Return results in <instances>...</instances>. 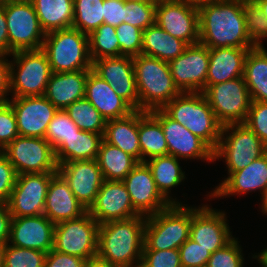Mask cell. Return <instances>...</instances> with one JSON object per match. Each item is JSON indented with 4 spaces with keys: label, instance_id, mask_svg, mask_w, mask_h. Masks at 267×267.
I'll return each mask as SVG.
<instances>
[{
    "label": "cell",
    "instance_id": "1",
    "mask_svg": "<svg viewBox=\"0 0 267 267\" xmlns=\"http://www.w3.org/2000/svg\"><path fill=\"white\" fill-rule=\"evenodd\" d=\"M199 43L212 48L256 47L250 40L242 8V0H219L201 6Z\"/></svg>",
    "mask_w": 267,
    "mask_h": 267
},
{
    "label": "cell",
    "instance_id": "2",
    "mask_svg": "<svg viewBox=\"0 0 267 267\" xmlns=\"http://www.w3.org/2000/svg\"><path fill=\"white\" fill-rule=\"evenodd\" d=\"M145 224L144 215L100 224L97 255L118 267H140Z\"/></svg>",
    "mask_w": 267,
    "mask_h": 267
},
{
    "label": "cell",
    "instance_id": "3",
    "mask_svg": "<svg viewBox=\"0 0 267 267\" xmlns=\"http://www.w3.org/2000/svg\"><path fill=\"white\" fill-rule=\"evenodd\" d=\"M139 110L162 109L182 92L175 85L169 63L145 55L133 57Z\"/></svg>",
    "mask_w": 267,
    "mask_h": 267
},
{
    "label": "cell",
    "instance_id": "4",
    "mask_svg": "<svg viewBox=\"0 0 267 267\" xmlns=\"http://www.w3.org/2000/svg\"><path fill=\"white\" fill-rule=\"evenodd\" d=\"M162 110L171 119L205 141L213 150L217 148L222 125L216 119L202 92L181 93Z\"/></svg>",
    "mask_w": 267,
    "mask_h": 267
},
{
    "label": "cell",
    "instance_id": "5",
    "mask_svg": "<svg viewBox=\"0 0 267 267\" xmlns=\"http://www.w3.org/2000/svg\"><path fill=\"white\" fill-rule=\"evenodd\" d=\"M190 225L191 206L182 203L146 216L143 250L179 249L189 238Z\"/></svg>",
    "mask_w": 267,
    "mask_h": 267
},
{
    "label": "cell",
    "instance_id": "6",
    "mask_svg": "<svg viewBox=\"0 0 267 267\" xmlns=\"http://www.w3.org/2000/svg\"><path fill=\"white\" fill-rule=\"evenodd\" d=\"M52 73L91 70L88 35L80 30L69 28L46 34L42 46Z\"/></svg>",
    "mask_w": 267,
    "mask_h": 267
},
{
    "label": "cell",
    "instance_id": "7",
    "mask_svg": "<svg viewBox=\"0 0 267 267\" xmlns=\"http://www.w3.org/2000/svg\"><path fill=\"white\" fill-rule=\"evenodd\" d=\"M11 97L44 96L52 71L42 50L17 51L10 55Z\"/></svg>",
    "mask_w": 267,
    "mask_h": 267
},
{
    "label": "cell",
    "instance_id": "8",
    "mask_svg": "<svg viewBox=\"0 0 267 267\" xmlns=\"http://www.w3.org/2000/svg\"><path fill=\"white\" fill-rule=\"evenodd\" d=\"M265 153L267 146L246 125L229 124L222 126L220 140L214 150V161L225 159L229 175L244 169Z\"/></svg>",
    "mask_w": 267,
    "mask_h": 267
},
{
    "label": "cell",
    "instance_id": "9",
    "mask_svg": "<svg viewBox=\"0 0 267 267\" xmlns=\"http://www.w3.org/2000/svg\"><path fill=\"white\" fill-rule=\"evenodd\" d=\"M202 93L222 126L245 123L252 99L244 77L206 86Z\"/></svg>",
    "mask_w": 267,
    "mask_h": 267
},
{
    "label": "cell",
    "instance_id": "10",
    "mask_svg": "<svg viewBox=\"0 0 267 267\" xmlns=\"http://www.w3.org/2000/svg\"><path fill=\"white\" fill-rule=\"evenodd\" d=\"M99 225L88 211L78 218L55 224L53 250L86 260L96 256Z\"/></svg>",
    "mask_w": 267,
    "mask_h": 267
},
{
    "label": "cell",
    "instance_id": "11",
    "mask_svg": "<svg viewBox=\"0 0 267 267\" xmlns=\"http://www.w3.org/2000/svg\"><path fill=\"white\" fill-rule=\"evenodd\" d=\"M9 56L17 51L42 49L46 33L41 28L32 3L5 1Z\"/></svg>",
    "mask_w": 267,
    "mask_h": 267
},
{
    "label": "cell",
    "instance_id": "12",
    "mask_svg": "<svg viewBox=\"0 0 267 267\" xmlns=\"http://www.w3.org/2000/svg\"><path fill=\"white\" fill-rule=\"evenodd\" d=\"M1 152L14 166L17 175L58 171L54 149L45 138L19 135Z\"/></svg>",
    "mask_w": 267,
    "mask_h": 267
},
{
    "label": "cell",
    "instance_id": "13",
    "mask_svg": "<svg viewBox=\"0 0 267 267\" xmlns=\"http://www.w3.org/2000/svg\"><path fill=\"white\" fill-rule=\"evenodd\" d=\"M57 172L19 174L7 206L12 217L39 216L44 213L51 178Z\"/></svg>",
    "mask_w": 267,
    "mask_h": 267
},
{
    "label": "cell",
    "instance_id": "14",
    "mask_svg": "<svg viewBox=\"0 0 267 267\" xmlns=\"http://www.w3.org/2000/svg\"><path fill=\"white\" fill-rule=\"evenodd\" d=\"M226 213L207 204L197 207L191 206V225L189 238L199 243L211 254L222 249L235 237L227 222Z\"/></svg>",
    "mask_w": 267,
    "mask_h": 267
},
{
    "label": "cell",
    "instance_id": "15",
    "mask_svg": "<svg viewBox=\"0 0 267 267\" xmlns=\"http://www.w3.org/2000/svg\"><path fill=\"white\" fill-rule=\"evenodd\" d=\"M160 123L168 146V155L178 159L214 161V150L185 126L171 119L162 109L149 111Z\"/></svg>",
    "mask_w": 267,
    "mask_h": 267
},
{
    "label": "cell",
    "instance_id": "16",
    "mask_svg": "<svg viewBox=\"0 0 267 267\" xmlns=\"http://www.w3.org/2000/svg\"><path fill=\"white\" fill-rule=\"evenodd\" d=\"M155 23L188 46L199 43L198 8L180 0L156 4Z\"/></svg>",
    "mask_w": 267,
    "mask_h": 267
},
{
    "label": "cell",
    "instance_id": "17",
    "mask_svg": "<svg viewBox=\"0 0 267 267\" xmlns=\"http://www.w3.org/2000/svg\"><path fill=\"white\" fill-rule=\"evenodd\" d=\"M169 66L175 85L182 93L202 92L206 87L209 48L200 43L189 45Z\"/></svg>",
    "mask_w": 267,
    "mask_h": 267
},
{
    "label": "cell",
    "instance_id": "18",
    "mask_svg": "<svg viewBox=\"0 0 267 267\" xmlns=\"http://www.w3.org/2000/svg\"><path fill=\"white\" fill-rule=\"evenodd\" d=\"M12 106L20 136L45 138L49 123L58 109L45 96L8 99Z\"/></svg>",
    "mask_w": 267,
    "mask_h": 267
},
{
    "label": "cell",
    "instance_id": "19",
    "mask_svg": "<svg viewBox=\"0 0 267 267\" xmlns=\"http://www.w3.org/2000/svg\"><path fill=\"white\" fill-rule=\"evenodd\" d=\"M133 208L144 216L156 214L170 206V203L158 190L153 175L144 162H139L123 180Z\"/></svg>",
    "mask_w": 267,
    "mask_h": 267
},
{
    "label": "cell",
    "instance_id": "20",
    "mask_svg": "<svg viewBox=\"0 0 267 267\" xmlns=\"http://www.w3.org/2000/svg\"><path fill=\"white\" fill-rule=\"evenodd\" d=\"M92 70L134 110H139L133 57L119 56L97 59L92 63Z\"/></svg>",
    "mask_w": 267,
    "mask_h": 267
},
{
    "label": "cell",
    "instance_id": "21",
    "mask_svg": "<svg viewBox=\"0 0 267 267\" xmlns=\"http://www.w3.org/2000/svg\"><path fill=\"white\" fill-rule=\"evenodd\" d=\"M57 172L68 183L77 200L88 210L105 181L97 160L62 163L58 165Z\"/></svg>",
    "mask_w": 267,
    "mask_h": 267
},
{
    "label": "cell",
    "instance_id": "22",
    "mask_svg": "<svg viewBox=\"0 0 267 267\" xmlns=\"http://www.w3.org/2000/svg\"><path fill=\"white\" fill-rule=\"evenodd\" d=\"M87 211L99 224L140 215L133 208L125 184L117 180L104 181L94 203Z\"/></svg>",
    "mask_w": 267,
    "mask_h": 267
},
{
    "label": "cell",
    "instance_id": "23",
    "mask_svg": "<svg viewBox=\"0 0 267 267\" xmlns=\"http://www.w3.org/2000/svg\"><path fill=\"white\" fill-rule=\"evenodd\" d=\"M54 228L55 224L44 214L12 217L8 244L48 253L53 249Z\"/></svg>",
    "mask_w": 267,
    "mask_h": 267
},
{
    "label": "cell",
    "instance_id": "24",
    "mask_svg": "<svg viewBox=\"0 0 267 267\" xmlns=\"http://www.w3.org/2000/svg\"><path fill=\"white\" fill-rule=\"evenodd\" d=\"M211 191L209 198L230 197L259 190L262 194L267 188V153L253 160L247 167L232 172Z\"/></svg>",
    "mask_w": 267,
    "mask_h": 267
},
{
    "label": "cell",
    "instance_id": "25",
    "mask_svg": "<svg viewBox=\"0 0 267 267\" xmlns=\"http://www.w3.org/2000/svg\"><path fill=\"white\" fill-rule=\"evenodd\" d=\"M87 209L77 200L68 183L57 172L50 180L44 215L54 224L83 215Z\"/></svg>",
    "mask_w": 267,
    "mask_h": 267
},
{
    "label": "cell",
    "instance_id": "26",
    "mask_svg": "<svg viewBox=\"0 0 267 267\" xmlns=\"http://www.w3.org/2000/svg\"><path fill=\"white\" fill-rule=\"evenodd\" d=\"M84 97L106 121L126 117L135 111L92 69L88 73Z\"/></svg>",
    "mask_w": 267,
    "mask_h": 267
},
{
    "label": "cell",
    "instance_id": "27",
    "mask_svg": "<svg viewBox=\"0 0 267 267\" xmlns=\"http://www.w3.org/2000/svg\"><path fill=\"white\" fill-rule=\"evenodd\" d=\"M254 47H222L209 49V68L206 86L243 77L244 61L249 49Z\"/></svg>",
    "mask_w": 267,
    "mask_h": 267
},
{
    "label": "cell",
    "instance_id": "28",
    "mask_svg": "<svg viewBox=\"0 0 267 267\" xmlns=\"http://www.w3.org/2000/svg\"><path fill=\"white\" fill-rule=\"evenodd\" d=\"M90 70L52 73L44 96L58 109L65 110L75 101L84 98Z\"/></svg>",
    "mask_w": 267,
    "mask_h": 267
},
{
    "label": "cell",
    "instance_id": "29",
    "mask_svg": "<svg viewBox=\"0 0 267 267\" xmlns=\"http://www.w3.org/2000/svg\"><path fill=\"white\" fill-rule=\"evenodd\" d=\"M138 129L139 110H135L126 117L107 120L103 139L140 162Z\"/></svg>",
    "mask_w": 267,
    "mask_h": 267
},
{
    "label": "cell",
    "instance_id": "30",
    "mask_svg": "<svg viewBox=\"0 0 267 267\" xmlns=\"http://www.w3.org/2000/svg\"><path fill=\"white\" fill-rule=\"evenodd\" d=\"M188 45L171 36L156 23L143 31L141 54L170 62L181 55Z\"/></svg>",
    "mask_w": 267,
    "mask_h": 267
},
{
    "label": "cell",
    "instance_id": "31",
    "mask_svg": "<svg viewBox=\"0 0 267 267\" xmlns=\"http://www.w3.org/2000/svg\"><path fill=\"white\" fill-rule=\"evenodd\" d=\"M104 134H96L80 130L65 140L54 152L57 164L81 161L96 160Z\"/></svg>",
    "mask_w": 267,
    "mask_h": 267
},
{
    "label": "cell",
    "instance_id": "32",
    "mask_svg": "<svg viewBox=\"0 0 267 267\" xmlns=\"http://www.w3.org/2000/svg\"><path fill=\"white\" fill-rule=\"evenodd\" d=\"M138 135L140 162L168 155V146L161 123L149 111L139 110Z\"/></svg>",
    "mask_w": 267,
    "mask_h": 267
},
{
    "label": "cell",
    "instance_id": "33",
    "mask_svg": "<svg viewBox=\"0 0 267 267\" xmlns=\"http://www.w3.org/2000/svg\"><path fill=\"white\" fill-rule=\"evenodd\" d=\"M41 28L47 34L72 28L74 19L73 0H33Z\"/></svg>",
    "mask_w": 267,
    "mask_h": 267
},
{
    "label": "cell",
    "instance_id": "34",
    "mask_svg": "<svg viewBox=\"0 0 267 267\" xmlns=\"http://www.w3.org/2000/svg\"><path fill=\"white\" fill-rule=\"evenodd\" d=\"M245 83L252 101L267 102V50L256 46L249 49L244 61Z\"/></svg>",
    "mask_w": 267,
    "mask_h": 267
},
{
    "label": "cell",
    "instance_id": "35",
    "mask_svg": "<svg viewBox=\"0 0 267 267\" xmlns=\"http://www.w3.org/2000/svg\"><path fill=\"white\" fill-rule=\"evenodd\" d=\"M179 160L172 155H166L144 162L150 169L158 190L172 204H181L179 200L170 196V192L173 187H177L186 178L185 172L179 165Z\"/></svg>",
    "mask_w": 267,
    "mask_h": 267
},
{
    "label": "cell",
    "instance_id": "36",
    "mask_svg": "<svg viewBox=\"0 0 267 267\" xmlns=\"http://www.w3.org/2000/svg\"><path fill=\"white\" fill-rule=\"evenodd\" d=\"M97 162L105 180L123 181L139 163L132 155L123 152L104 139L100 145Z\"/></svg>",
    "mask_w": 267,
    "mask_h": 267
},
{
    "label": "cell",
    "instance_id": "37",
    "mask_svg": "<svg viewBox=\"0 0 267 267\" xmlns=\"http://www.w3.org/2000/svg\"><path fill=\"white\" fill-rule=\"evenodd\" d=\"M88 38L92 62L97 59L120 56L116 27L103 23L92 31Z\"/></svg>",
    "mask_w": 267,
    "mask_h": 267
},
{
    "label": "cell",
    "instance_id": "38",
    "mask_svg": "<svg viewBox=\"0 0 267 267\" xmlns=\"http://www.w3.org/2000/svg\"><path fill=\"white\" fill-rule=\"evenodd\" d=\"M74 19L72 28L89 35L104 23V0H73Z\"/></svg>",
    "mask_w": 267,
    "mask_h": 267
},
{
    "label": "cell",
    "instance_id": "39",
    "mask_svg": "<svg viewBox=\"0 0 267 267\" xmlns=\"http://www.w3.org/2000/svg\"><path fill=\"white\" fill-rule=\"evenodd\" d=\"M65 111L79 129L104 134L107 121L85 97L69 105Z\"/></svg>",
    "mask_w": 267,
    "mask_h": 267
},
{
    "label": "cell",
    "instance_id": "40",
    "mask_svg": "<svg viewBox=\"0 0 267 267\" xmlns=\"http://www.w3.org/2000/svg\"><path fill=\"white\" fill-rule=\"evenodd\" d=\"M242 8L245 15L246 31L250 40L256 46H262L267 40V19L254 0H242Z\"/></svg>",
    "mask_w": 267,
    "mask_h": 267
},
{
    "label": "cell",
    "instance_id": "41",
    "mask_svg": "<svg viewBox=\"0 0 267 267\" xmlns=\"http://www.w3.org/2000/svg\"><path fill=\"white\" fill-rule=\"evenodd\" d=\"M80 130L65 110H58L48 125L45 140L55 151L65 140L78 134Z\"/></svg>",
    "mask_w": 267,
    "mask_h": 267
},
{
    "label": "cell",
    "instance_id": "42",
    "mask_svg": "<svg viewBox=\"0 0 267 267\" xmlns=\"http://www.w3.org/2000/svg\"><path fill=\"white\" fill-rule=\"evenodd\" d=\"M45 252L6 243L4 267H44Z\"/></svg>",
    "mask_w": 267,
    "mask_h": 267
},
{
    "label": "cell",
    "instance_id": "43",
    "mask_svg": "<svg viewBox=\"0 0 267 267\" xmlns=\"http://www.w3.org/2000/svg\"><path fill=\"white\" fill-rule=\"evenodd\" d=\"M156 4L153 1H125L124 23L145 30L155 23Z\"/></svg>",
    "mask_w": 267,
    "mask_h": 267
},
{
    "label": "cell",
    "instance_id": "44",
    "mask_svg": "<svg viewBox=\"0 0 267 267\" xmlns=\"http://www.w3.org/2000/svg\"><path fill=\"white\" fill-rule=\"evenodd\" d=\"M120 47V56H138L141 54L143 30L128 23L116 27Z\"/></svg>",
    "mask_w": 267,
    "mask_h": 267
},
{
    "label": "cell",
    "instance_id": "45",
    "mask_svg": "<svg viewBox=\"0 0 267 267\" xmlns=\"http://www.w3.org/2000/svg\"><path fill=\"white\" fill-rule=\"evenodd\" d=\"M238 238H234L222 249L213 252L206 267H243L244 258Z\"/></svg>",
    "mask_w": 267,
    "mask_h": 267
},
{
    "label": "cell",
    "instance_id": "46",
    "mask_svg": "<svg viewBox=\"0 0 267 267\" xmlns=\"http://www.w3.org/2000/svg\"><path fill=\"white\" fill-rule=\"evenodd\" d=\"M19 136L17 120L12 106L0 101V152Z\"/></svg>",
    "mask_w": 267,
    "mask_h": 267
},
{
    "label": "cell",
    "instance_id": "47",
    "mask_svg": "<svg viewBox=\"0 0 267 267\" xmlns=\"http://www.w3.org/2000/svg\"><path fill=\"white\" fill-rule=\"evenodd\" d=\"M140 267H182L179 249L143 250Z\"/></svg>",
    "mask_w": 267,
    "mask_h": 267
},
{
    "label": "cell",
    "instance_id": "48",
    "mask_svg": "<svg viewBox=\"0 0 267 267\" xmlns=\"http://www.w3.org/2000/svg\"><path fill=\"white\" fill-rule=\"evenodd\" d=\"M244 125L267 146V102L252 101Z\"/></svg>",
    "mask_w": 267,
    "mask_h": 267
},
{
    "label": "cell",
    "instance_id": "49",
    "mask_svg": "<svg viewBox=\"0 0 267 267\" xmlns=\"http://www.w3.org/2000/svg\"><path fill=\"white\" fill-rule=\"evenodd\" d=\"M182 267H206L211 253L188 238L180 247Z\"/></svg>",
    "mask_w": 267,
    "mask_h": 267
},
{
    "label": "cell",
    "instance_id": "50",
    "mask_svg": "<svg viewBox=\"0 0 267 267\" xmlns=\"http://www.w3.org/2000/svg\"><path fill=\"white\" fill-rule=\"evenodd\" d=\"M17 173L14 166L0 152V203L7 204L16 183Z\"/></svg>",
    "mask_w": 267,
    "mask_h": 267
},
{
    "label": "cell",
    "instance_id": "51",
    "mask_svg": "<svg viewBox=\"0 0 267 267\" xmlns=\"http://www.w3.org/2000/svg\"><path fill=\"white\" fill-rule=\"evenodd\" d=\"M86 259L51 249L47 254L44 267H84Z\"/></svg>",
    "mask_w": 267,
    "mask_h": 267
},
{
    "label": "cell",
    "instance_id": "52",
    "mask_svg": "<svg viewBox=\"0 0 267 267\" xmlns=\"http://www.w3.org/2000/svg\"><path fill=\"white\" fill-rule=\"evenodd\" d=\"M104 24L117 27L124 23L125 0H104Z\"/></svg>",
    "mask_w": 267,
    "mask_h": 267
},
{
    "label": "cell",
    "instance_id": "53",
    "mask_svg": "<svg viewBox=\"0 0 267 267\" xmlns=\"http://www.w3.org/2000/svg\"><path fill=\"white\" fill-rule=\"evenodd\" d=\"M7 55L0 54V101H7L10 97V61Z\"/></svg>",
    "mask_w": 267,
    "mask_h": 267
},
{
    "label": "cell",
    "instance_id": "54",
    "mask_svg": "<svg viewBox=\"0 0 267 267\" xmlns=\"http://www.w3.org/2000/svg\"><path fill=\"white\" fill-rule=\"evenodd\" d=\"M12 216L7 204L0 203V242L8 243Z\"/></svg>",
    "mask_w": 267,
    "mask_h": 267
},
{
    "label": "cell",
    "instance_id": "55",
    "mask_svg": "<svg viewBox=\"0 0 267 267\" xmlns=\"http://www.w3.org/2000/svg\"><path fill=\"white\" fill-rule=\"evenodd\" d=\"M0 54L9 57L8 30L3 4H0Z\"/></svg>",
    "mask_w": 267,
    "mask_h": 267
},
{
    "label": "cell",
    "instance_id": "56",
    "mask_svg": "<svg viewBox=\"0 0 267 267\" xmlns=\"http://www.w3.org/2000/svg\"><path fill=\"white\" fill-rule=\"evenodd\" d=\"M84 267H118L98 255L86 260Z\"/></svg>",
    "mask_w": 267,
    "mask_h": 267
},
{
    "label": "cell",
    "instance_id": "57",
    "mask_svg": "<svg viewBox=\"0 0 267 267\" xmlns=\"http://www.w3.org/2000/svg\"><path fill=\"white\" fill-rule=\"evenodd\" d=\"M180 1H183L190 6L200 8L201 6H204V5L212 3V2H217L219 0H180Z\"/></svg>",
    "mask_w": 267,
    "mask_h": 267
},
{
    "label": "cell",
    "instance_id": "58",
    "mask_svg": "<svg viewBox=\"0 0 267 267\" xmlns=\"http://www.w3.org/2000/svg\"><path fill=\"white\" fill-rule=\"evenodd\" d=\"M262 198L261 199V202H262V205H261V209H262V213L264 215H267V188L266 190L262 193Z\"/></svg>",
    "mask_w": 267,
    "mask_h": 267
},
{
    "label": "cell",
    "instance_id": "59",
    "mask_svg": "<svg viewBox=\"0 0 267 267\" xmlns=\"http://www.w3.org/2000/svg\"><path fill=\"white\" fill-rule=\"evenodd\" d=\"M254 1L258 4L262 13L265 15L267 19V0H254Z\"/></svg>",
    "mask_w": 267,
    "mask_h": 267
},
{
    "label": "cell",
    "instance_id": "60",
    "mask_svg": "<svg viewBox=\"0 0 267 267\" xmlns=\"http://www.w3.org/2000/svg\"><path fill=\"white\" fill-rule=\"evenodd\" d=\"M252 258H255L256 260H258V263H260V266L262 267H267V258L262 256L260 253H258L257 255H252Z\"/></svg>",
    "mask_w": 267,
    "mask_h": 267
},
{
    "label": "cell",
    "instance_id": "61",
    "mask_svg": "<svg viewBox=\"0 0 267 267\" xmlns=\"http://www.w3.org/2000/svg\"><path fill=\"white\" fill-rule=\"evenodd\" d=\"M5 248H6V243L0 242V267H4Z\"/></svg>",
    "mask_w": 267,
    "mask_h": 267
},
{
    "label": "cell",
    "instance_id": "62",
    "mask_svg": "<svg viewBox=\"0 0 267 267\" xmlns=\"http://www.w3.org/2000/svg\"><path fill=\"white\" fill-rule=\"evenodd\" d=\"M5 1H9L12 3H32L33 0H5Z\"/></svg>",
    "mask_w": 267,
    "mask_h": 267
},
{
    "label": "cell",
    "instance_id": "63",
    "mask_svg": "<svg viewBox=\"0 0 267 267\" xmlns=\"http://www.w3.org/2000/svg\"><path fill=\"white\" fill-rule=\"evenodd\" d=\"M260 254H261L262 256H264V257H266V258H267V248H266V249H263V250H261Z\"/></svg>",
    "mask_w": 267,
    "mask_h": 267
},
{
    "label": "cell",
    "instance_id": "64",
    "mask_svg": "<svg viewBox=\"0 0 267 267\" xmlns=\"http://www.w3.org/2000/svg\"><path fill=\"white\" fill-rule=\"evenodd\" d=\"M151 1H153L155 3H159V2L173 1V0H151Z\"/></svg>",
    "mask_w": 267,
    "mask_h": 267
},
{
    "label": "cell",
    "instance_id": "65",
    "mask_svg": "<svg viewBox=\"0 0 267 267\" xmlns=\"http://www.w3.org/2000/svg\"><path fill=\"white\" fill-rule=\"evenodd\" d=\"M125 1H137V2H142V1H151V0H125Z\"/></svg>",
    "mask_w": 267,
    "mask_h": 267
},
{
    "label": "cell",
    "instance_id": "66",
    "mask_svg": "<svg viewBox=\"0 0 267 267\" xmlns=\"http://www.w3.org/2000/svg\"><path fill=\"white\" fill-rule=\"evenodd\" d=\"M5 2V0H0V4H3Z\"/></svg>",
    "mask_w": 267,
    "mask_h": 267
}]
</instances>
